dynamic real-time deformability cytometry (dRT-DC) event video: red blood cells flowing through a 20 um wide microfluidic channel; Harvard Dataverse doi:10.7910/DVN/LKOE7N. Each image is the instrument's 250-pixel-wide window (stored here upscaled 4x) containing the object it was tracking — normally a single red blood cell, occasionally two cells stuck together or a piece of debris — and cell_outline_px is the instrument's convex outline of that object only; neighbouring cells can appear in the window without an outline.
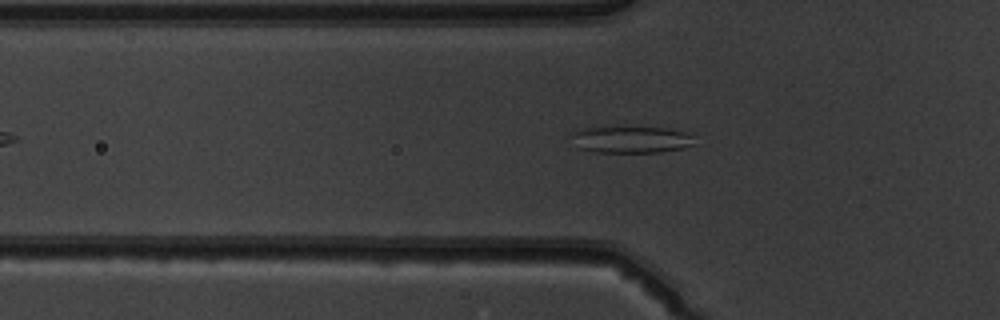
{"species": "common noctule bat (a hibernating species)", "species_latin": "Nyctalus noctula", "temperature_condition": "warm", "stored_images_in_passage": 40, "camera_frame_rate_fps": 3000, "um_per_image_px": 0.085, "animal": {"sex": "male", "body_mass_g": 19.5, "forearm_length_mm": 54.6}, "frame": {"image": 1, "passage_image": 12, "time_ms": 3.667, "image_size_px": [1000, 320], "cell_outline_px": [[696, 144], [680, 148], [660, 152], [596, 152], [580, 148], [572, 132], [576, 128], [668, 128], [684, 132], [692, 136]], "centroid_in_image_um": [53.69, 11.87], "position_along_channel_um": 72.1, "area_um2": 18.61}}
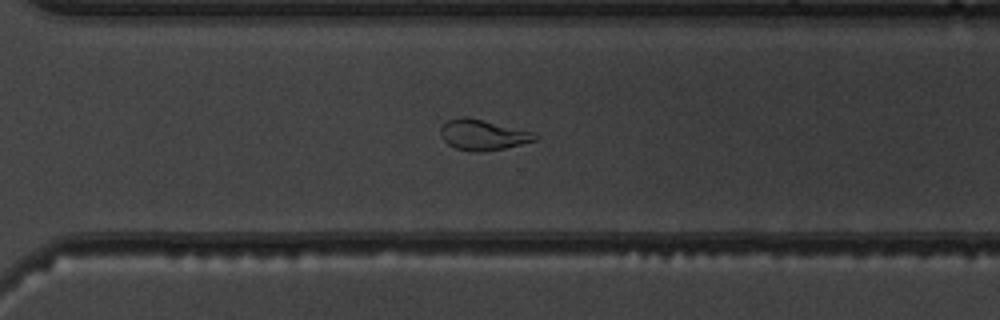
{"frame": {"image": 2, "passage_image": 31, "time_ms": 10.0, "image_size_px": [1000, 320], "cell_outline_px": [[540, 136], [536, 140], [504, 148], [480, 152], [472, 152], [456, 148], [448, 144], [440, 136], [440, 128], [448, 120], [464, 116], [532, 132]], "centroid_in_image_um": [41.01, 11.48], "position_along_channel_um": 329.6, "area_um2": 16.47}}
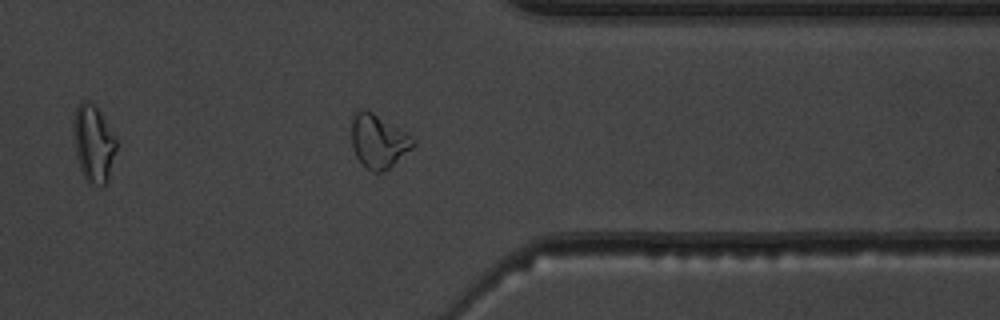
{"frame": {"image": 3, "passage_image": 35, "time_ms": 11.333, "image_size_px": [1000, 320], "cell_outline_px": [[416, 144], [412, 148], [388, 168], [380, 172], [372, 172], [364, 168], [356, 156], [352, 144], [352, 116], [360, 108], [364, 108], [372, 112], [412, 136], [416, 140]], "centroid_in_image_um": [32.15, 12.0], "position_along_channel_um": 379.3, "area_um2": 19.13}}